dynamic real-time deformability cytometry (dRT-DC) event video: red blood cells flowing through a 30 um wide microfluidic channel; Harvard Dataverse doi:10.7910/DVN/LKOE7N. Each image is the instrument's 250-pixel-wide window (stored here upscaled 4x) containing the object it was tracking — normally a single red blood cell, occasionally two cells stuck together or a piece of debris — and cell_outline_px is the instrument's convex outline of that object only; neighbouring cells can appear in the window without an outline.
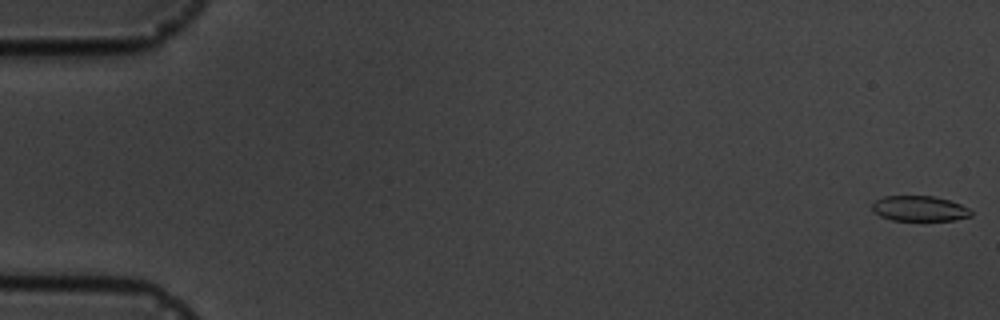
{"species": "common noctule bat (a hibernating species)", "species_latin": "Nyctalus noctula", "temperature_condition": "cold", "stored_images_in_passage": 7, "camera_frame_rate_fps": 3000, "um_per_image_px": 0.085, "animal": {"sex": "male", "body_mass_g": 19.5, "forearm_length_mm": 54.6}, "frame": {"image": 1, "passage_image": 1, "time_ms": 0.0, "image_size_px": [1000, 320], "cell_outline_px": [[972, 216], [956, 220], [892, 220], [880, 216], [872, 212], [872, 204], [876, 200], [884, 196], [932, 196], [948, 200], [960, 204], [968, 208], [972, 212]], "centroid_in_image_um": [78.14, 17.73], "position_along_channel_um": 6.9, "area_um2": 14.57}}
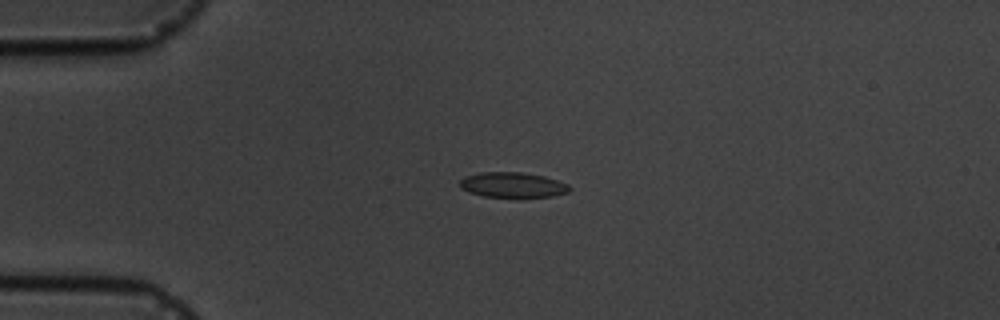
{"frame": {"image": 2, "passage_image": 5, "time_ms": 4.333, "image_size_px": [1000, 320], "cell_outline_px": [[572, 188], [568, 192], [552, 196], [520, 200], [484, 196], [468, 192], [460, 188], [460, 180], [464, 176], [480, 172], [520, 172], [544, 176], [568, 184]], "centroid_in_image_um": [43.58, 15.76], "position_along_channel_um": 41.4, "area_um2": 16.88}}
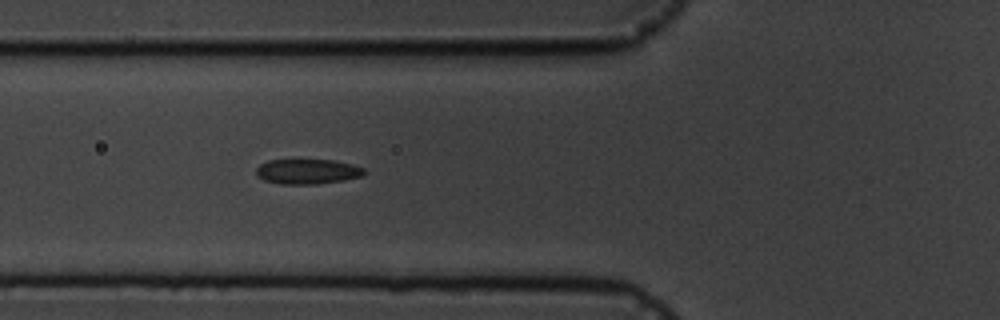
{"frame": {"image": 3, "passage_image": 7, "time_ms": 6.667, "image_size_px": [1000, 320], "cell_outline_px": [[364, 172], [360, 176], [344, 180], [316, 184], [280, 184], [264, 180], [256, 176], [256, 168], [260, 164], [268, 160], [336, 160], [352, 164], [364, 168]], "centroid_in_image_um": [26.1, 14.58], "position_along_channel_um": 99.7, "area_um2": 15.72}}